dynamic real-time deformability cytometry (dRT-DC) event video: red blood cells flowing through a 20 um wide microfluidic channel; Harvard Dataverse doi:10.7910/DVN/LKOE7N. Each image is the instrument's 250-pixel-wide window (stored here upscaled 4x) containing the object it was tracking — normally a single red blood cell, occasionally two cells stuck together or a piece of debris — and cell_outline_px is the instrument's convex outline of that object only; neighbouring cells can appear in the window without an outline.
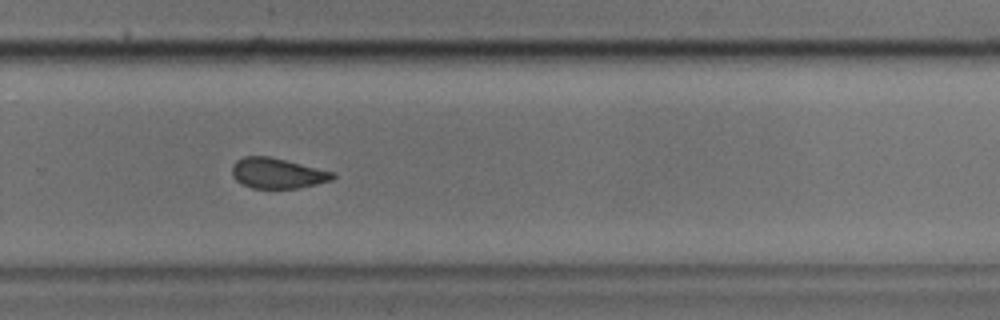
{"species": "common noctule bat (a hibernating species)", "species_latin": "Nyctalus noctula", "temperature_condition": "cold", "stored_images_in_passage": 40, "camera_frame_rate_fps": 3000, "um_per_image_px": 0.085, "animal": {"sex": "male", "body_mass_g": 17.9, "forearm_length_mm": 54.2}, "frame": {"image": 1, "passage_image": 23, "time_ms": 7.333, "image_size_px": [1000, 320], "cell_outline_px": [[336, 176], [332, 180], [300, 188], [252, 188], [236, 180], [232, 176], [232, 164], [236, 160], [244, 156], [272, 156], [336, 172]], "centroid_in_image_um": [23.6, 14.71], "position_along_channel_um": 306.2, "area_um2": 18.09}}
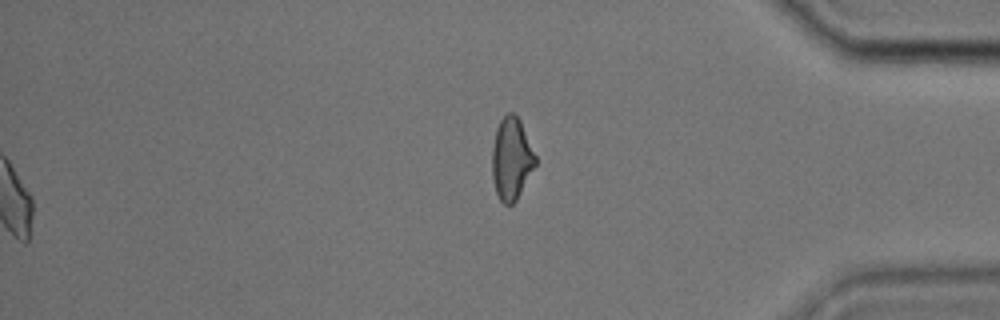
{"frame": {"image": 2, "passage_image": 40, "time_ms": 13.0, "image_size_px": [1000, 320], "cell_outline_px": [[536, 164], [516, 200], [512, 204], [504, 204], [500, 200], [496, 192], [492, 176], [492, 148], [496, 128], [500, 120], [508, 112], [512, 112], [520, 120], [536, 156]], "centroid_in_image_um": [43.46, 13.48], "position_along_channel_um": 391.7, "area_um2": 20.58}}